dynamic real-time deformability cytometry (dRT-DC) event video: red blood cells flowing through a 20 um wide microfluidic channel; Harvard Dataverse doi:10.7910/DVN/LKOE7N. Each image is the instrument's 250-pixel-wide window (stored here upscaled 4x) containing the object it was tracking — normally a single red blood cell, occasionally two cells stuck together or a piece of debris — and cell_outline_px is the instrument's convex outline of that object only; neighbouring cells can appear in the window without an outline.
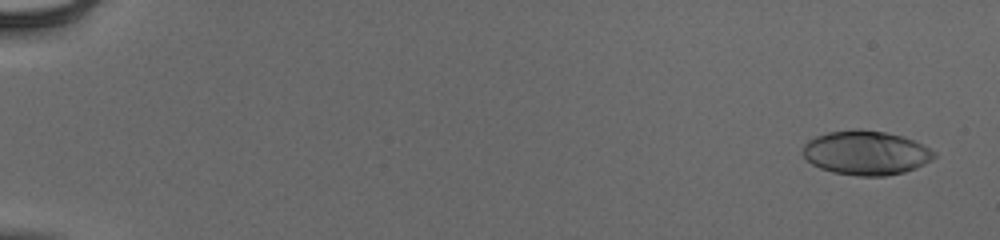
{"species": "human", "species_latin": "Homo sapiens", "temperature_condition": "cold", "stored_images_in_passage": 55, "camera_frame_rate_fps": 3000, "um_per_image_px": 0.085, "donor": {"sex": "male"}, "frame": {"image": 1, "passage_image": 3, "time_ms": 0.667, "image_size_px": [1000, 240], "cell_outline_px": [[936, 156], [932, 160], [916, 168], [904, 172], [884, 176], [856, 176], [832, 172], [820, 168], [812, 164], [804, 156], [804, 144], [808, 140], [816, 136], [828, 132], [856, 128], [860, 128], [884, 132], [904, 136], [936, 152]], "centroid_in_image_um": [73.61, 12.99], "position_along_channel_um": 11.4, "area_um2": 33.87}}
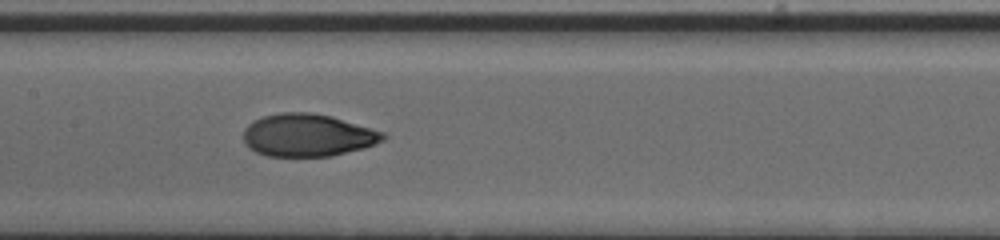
{"frame": {"image": 2, "passage_image": 30, "time_ms": 9.667, "image_size_px": [1000, 240], "cell_outline_px": [[388, 136], [384, 140], [364, 148], [332, 156], [268, 156], [256, 152], [248, 148], [244, 140], [244, 128], [248, 124], [264, 116], [280, 112], [312, 112], [332, 116], [384, 132]], "centroid_in_image_um": [26.17, 11.49], "position_along_channel_um": 181.2, "area_um2": 34.74}}
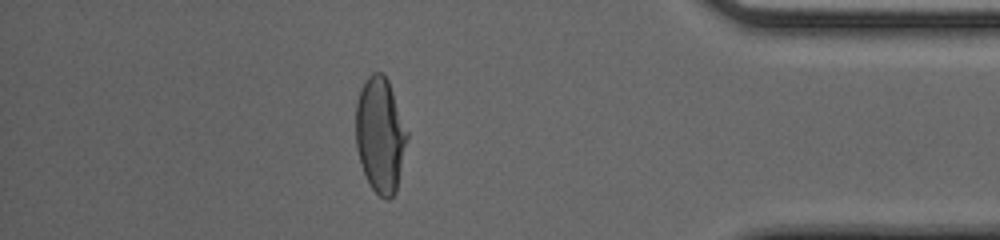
{"frame": {"image": 3, "passage_image": 49, "time_ms": 16.0, "image_size_px": [1000, 240], "cell_outline_px": [[408, 136], [396, 192], [388, 200], [384, 200], [372, 188], [364, 172], [356, 148], [356, 100], [360, 88], [364, 80], [372, 72], [380, 72], [388, 80], [408, 132]], "centroid_in_image_um": [32.31, 11.45], "position_along_channel_um": 402.9, "area_um2": 34.39}, "authors_computed_cell_mechanics": {"area_um2": 34.391, "velocity_mm_per_s": 3.9487, "shape_relaxation_time_tau1_ms": 5.9782, "shape_relaxation_time_tau2_ms": 0.8691, "deformation_change_tau1": 0.2369, "deformation_change_tau2": 0.0481}}